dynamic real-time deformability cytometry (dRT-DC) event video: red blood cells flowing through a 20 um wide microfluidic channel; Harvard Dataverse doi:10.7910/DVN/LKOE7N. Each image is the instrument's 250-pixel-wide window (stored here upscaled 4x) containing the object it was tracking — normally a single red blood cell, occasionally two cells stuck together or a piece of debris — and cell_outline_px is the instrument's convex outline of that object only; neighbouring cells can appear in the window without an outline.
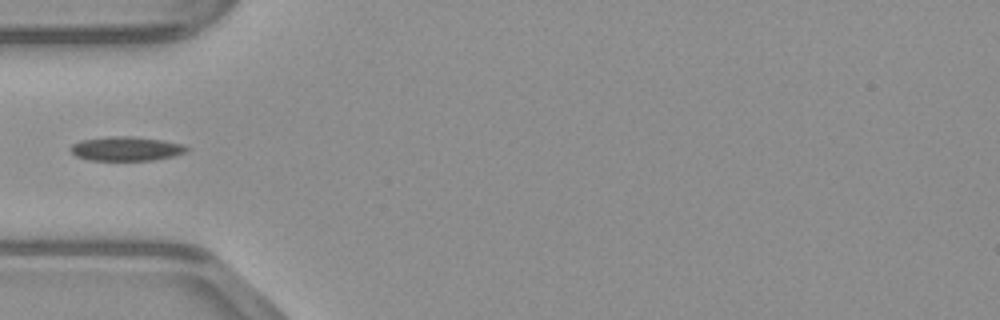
{"species": "common noctule bat (a hibernating species)", "species_latin": "Nyctalus noctula", "temperature_condition": "warm", "stored_images_in_passage": 33, "camera_frame_rate_fps": 3000, "um_per_image_px": 0.085, "animal": {"sex": "male", "body_mass_g": 23.1, "forearm_length_mm": 52.7}, "frame": {"image": 1, "passage_image": 1, "time_ms": 0.0, "image_size_px": [1000, 320], "cell_outline_px": [[188, 148], [184, 152], [172, 156], [152, 160], [88, 160], [76, 156], [68, 148], [72, 144], [80, 140], [108, 136], [132, 136], [160, 140], [184, 144]], "centroid_in_image_um": [10.66, 12.63], "position_along_channel_um": 74.3, "area_um2": 16.3}}
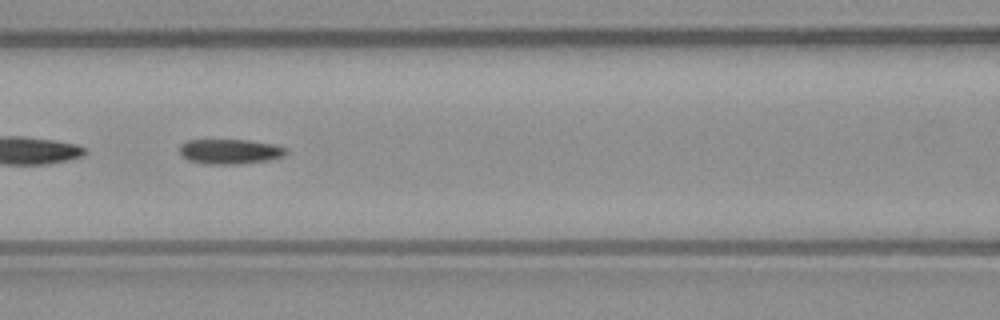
{"frame": {"image": 2, "passage_image": 6, "time_ms": 1.667, "image_size_px": [1000, 320], "cell_outline_px": [[288, 152], [284, 156], [268, 160], [240, 164], [204, 164], [188, 160], [180, 152], [180, 144], [188, 140], [248, 140], [272, 144], [288, 148]], "centroid_in_image_um": [19.57, 12.88], "position_along_channel_um": 147.0, "area_um2": 15.49}}
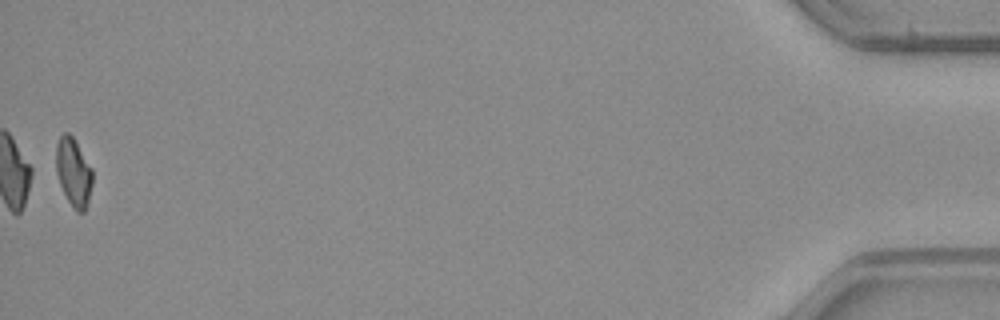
{"frame": {"image": 3, "passage_image": 33, "time_ms": 10.667, "image_size_px": [1000, 320], "cell_outline_px": [[92, 184], [88, 204], [84, 212], [76, 212], [68, 200], [60, 184], [56, 172], [56, 144], [60, 136], [64, 132], [68, 132], [72, 136], [92, 168]], "centroid_in_image_um": [6.25, 14.65], "position_along_channel_um": 429.0, "area_um2": 14.45}}